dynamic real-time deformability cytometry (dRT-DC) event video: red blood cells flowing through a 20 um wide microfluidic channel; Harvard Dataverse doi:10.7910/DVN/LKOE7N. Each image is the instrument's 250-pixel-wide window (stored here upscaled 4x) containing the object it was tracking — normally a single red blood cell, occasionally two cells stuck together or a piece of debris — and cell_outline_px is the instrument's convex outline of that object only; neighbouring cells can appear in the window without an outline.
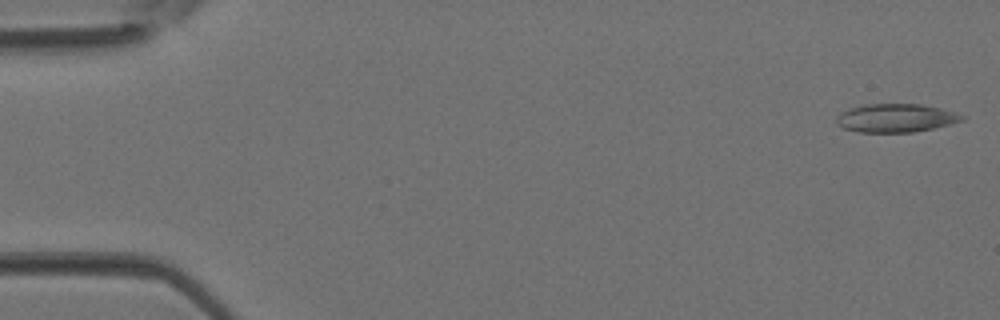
{"species": "Egyptian fruit bat (a non-hibernating species)", "species_latin": "Rousettus aegyptiacus", "temperature_condition": "room temperature", "stored_images_in_passage": 4, "camera_frame_rate_fps": 3000, "um_per_image_px": 0.085, "animal": {"sex": "female"}, "frame": {"image": 1, "passage_image": 1, "time_ms": 0.0, "image_size_px": [1000, 320], "cell_outline_px": [[968, 116], [964, 120], [932, 128], [912, 132], [856, 132], [844, 128], [836, 124], [836, 116], [840, 112], [848, 108], [864, 104], [920, 104], [940, 108]], "centroid_in_image_um": [76.11, 10.02], "position_along_channel_um": 8.9, "area_um2": 20.87}}
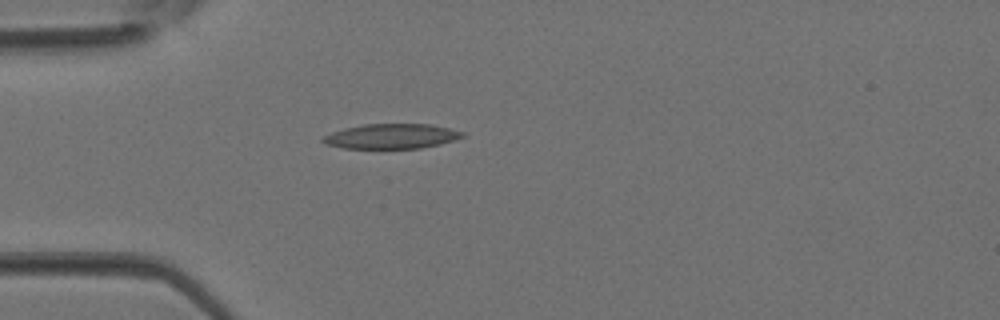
{"frame": {"image": 2, "passage_image": 4, "time_ms": 1.0, "image_size_px": [1000, 320], "cell_outline_px": [[464, 136], [440, 144], [420, 148], [344, 148], [328, 144], [320, 140], [324, 136], [332, 132], [344, 128], [364, 124], [432, 124], [464, 132]], "centroid_in_image_um": [33.27, 11.57], "position_along_channel_um": 51.7, "area_um2": 20.0}}